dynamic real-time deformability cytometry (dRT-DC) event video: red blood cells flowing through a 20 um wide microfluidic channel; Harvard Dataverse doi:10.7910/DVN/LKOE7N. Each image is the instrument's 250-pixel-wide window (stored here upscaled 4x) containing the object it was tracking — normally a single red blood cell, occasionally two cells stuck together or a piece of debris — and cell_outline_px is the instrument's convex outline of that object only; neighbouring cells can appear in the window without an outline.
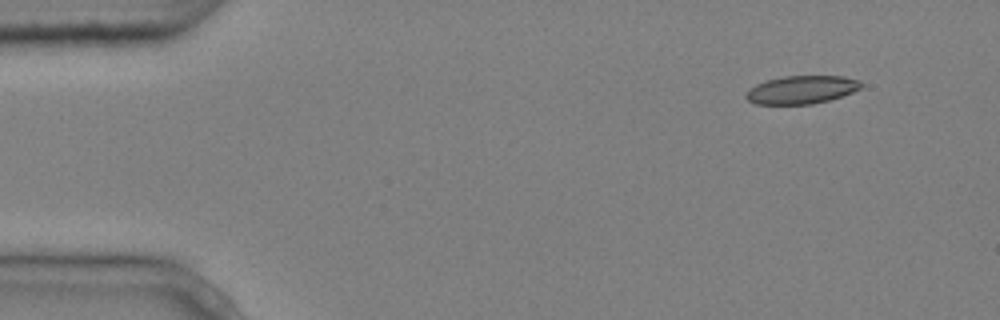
{"species": "common noctule bat (a hibernating species)", "species_latin": "Nyctalus noctula", "temperature_condition": "cold", "stored_images_in_passage": 4, "camera_frame_rate_fps": 3000, "um_per_image_px": 0.085, "animal": {"sex": "male", "body_mass_g": 20.4}, "frame": {"image": 1, "passage_image": 1, "time_ms": 0.0, "image_size_px": [1000, 320], "cell_outline_px": [[860, 88], [852, 92], [828, 100], [812, 104], [756, 104], [748, 100], [744, 96], [748, 88], [756, 84], [768, 80], [784, 76], [844, 76], [860, 80]], "centroid_in_image_um": [68.09, 7.62], "position_along_channel_um": 16.9, "area_um2": 18.73}}
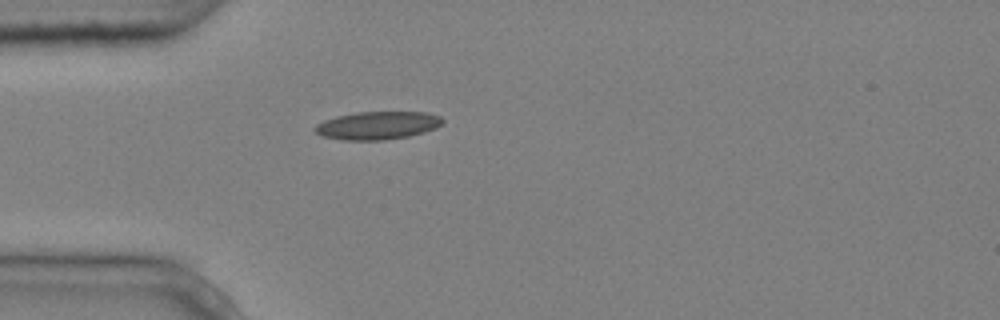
{"frame": {"image": 2, "passage_image": 4, "time_ms": 1.0, "image_size_px": [1000, 320], "cell_outline_px": [[444, 120], [436, 128], [424, 132], [408, 136], [384, 140], [344, 140], [324, 136], [316, 132], [312, 128], [316, 124], [324, 120], [336, 116], [356, 112], [428, 112], [440, 116]], "centroid_in_image_um": [32.08, 10.65], "position_along_channel_um": 52.9, "area_um2": 20.81}}